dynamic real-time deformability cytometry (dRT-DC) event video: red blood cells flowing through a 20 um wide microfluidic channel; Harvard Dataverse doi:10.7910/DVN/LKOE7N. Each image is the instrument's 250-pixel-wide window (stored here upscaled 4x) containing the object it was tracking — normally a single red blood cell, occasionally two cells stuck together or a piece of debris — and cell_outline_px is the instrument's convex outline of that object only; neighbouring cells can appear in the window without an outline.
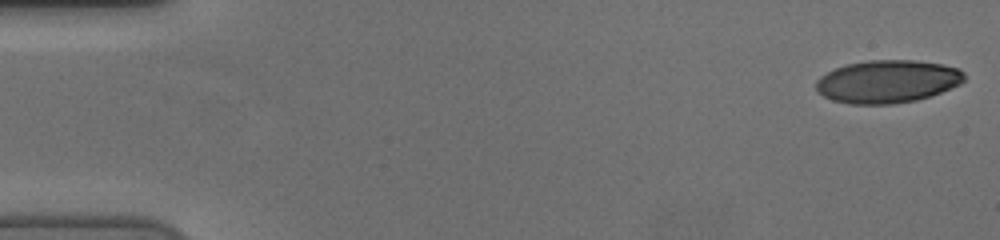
{"species": "human", "species_latin": "Homo sapiens", "temperature_condition": "cold", "stored_images_in_passage": 55, "camera_frame_rate_fps": 3000, "um_per_image_px": 0.085, "donor": {"sex": "female"}, "frame": {"image": 1, "passage_image": 1, "time_ms": 0.0, "image_size_px": [1000, 240], "cell_outline_px": [[964, 80], [960, 84], [932, 96], [916, 100], [892, 104], [848, 104], [832, 100], [816, 92], [816, 80], [820, 76], [836, 68], [848, 64], [868, 60], [916, 60], [944, 64], [960, 68], [964, 72]], "centroid_in_image_um": [75.45, 6.93], "position_along_channel_um": 9.6, "area_um2": 37.28}}
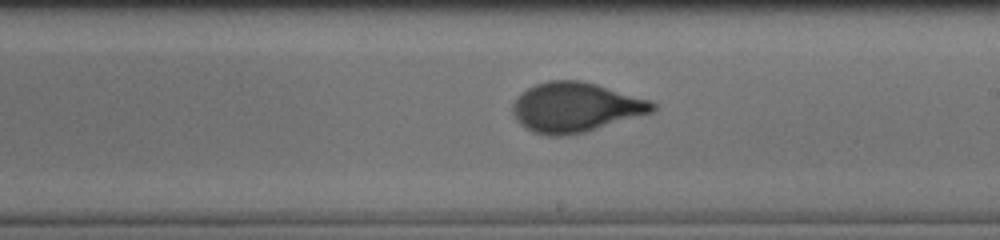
{"frame": {"image": 2, "passage_image": 32, "time_ms": 10.333, "image_size_px": [1000, 240], "cell_outline_px": [[656, 108], [652, 112], [584, 132], [564, 136], [548, 136], [532, 132], [520, 124], [516, 120], [512, 112], [512, 104], [516, 96], [520, 92], [536, 84], [548, 80], [580, 80], [596, 84], [652, 100], [656, 104]], "centroid_in_image_um": [48.88, 9.11], "position_along_channel_um": 240.1, "area_um2": 40.63}}
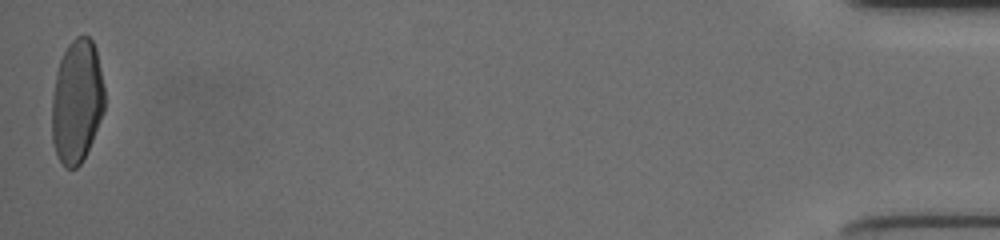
{"frame": {"image": 3, "passage_image": 55, "time_ms": 18.0, "image_size_px": [1000, 240], "cell_outline_px": [[104, 112], [92, 140], [80, 164], [76, 168], [64, 168], [56, 152], [52, 140], [52, 96], [56, 72], [60, 60], [68, 44], [76, 36], [84, 32], [92, 40], [96, 48], [104, 88]], "centroid_in_image_um": [6.53, 8.58], "position_along_channel_um": 428.7, "area_um2": 38.03}, "authors_computed_cell_mechanics": {"area_um2": 38.7838, "velocity_mm_per_s": 3.7176, "shape_relaxation_time_tau1_ms": 4.1447, "shape_relaxation_time_tau2_ms": null, "deformation_change_tau1": 0.1876, "deformation_change_tau2": null}}